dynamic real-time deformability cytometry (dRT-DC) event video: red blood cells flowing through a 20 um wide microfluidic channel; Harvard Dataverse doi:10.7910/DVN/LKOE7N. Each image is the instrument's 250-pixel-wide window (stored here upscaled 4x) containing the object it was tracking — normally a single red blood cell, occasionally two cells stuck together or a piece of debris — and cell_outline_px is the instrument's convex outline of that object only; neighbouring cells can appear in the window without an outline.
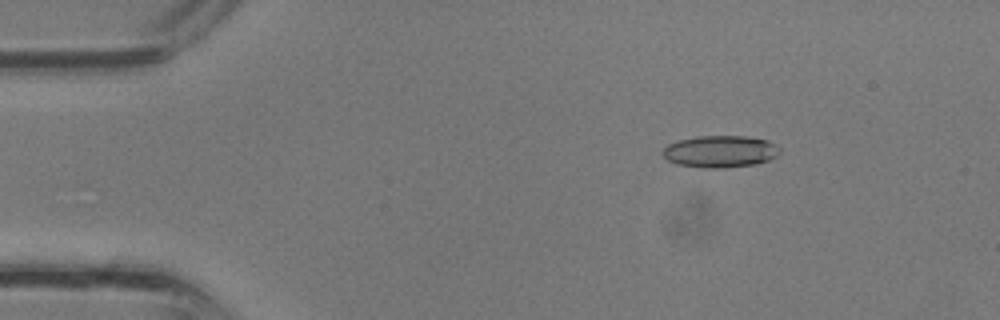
{"species": "common noctule bat (a hibernating species)", "species_latin": "Nyctalus noctula", "temperature_condition": "room temperature", "stored_images_in_passage": 28, "camera_frame_rate_fps": 3000, "um_per_image_px": 0.085, "animal": {"sex": "male", "body_mass_g": 13.3}, "frame": {"image": 1, "passage_image": 1, "time_ms": 0.0, "image_size_px": [1000, 320], "cell_outline_px": [[780, 152], [776, 156], [768, 160], [756, 164], [720, 168], [700, 168], [676, 164], [668, 160], [660, 152], [668, 144], [680, 140], [696, 136], [744, 136], [768, 140], [780, 148]], "centroid_in_image_um": [61.2, 12.88], "position_along_channel_um": 23.8, "area_um2": 21.85}}
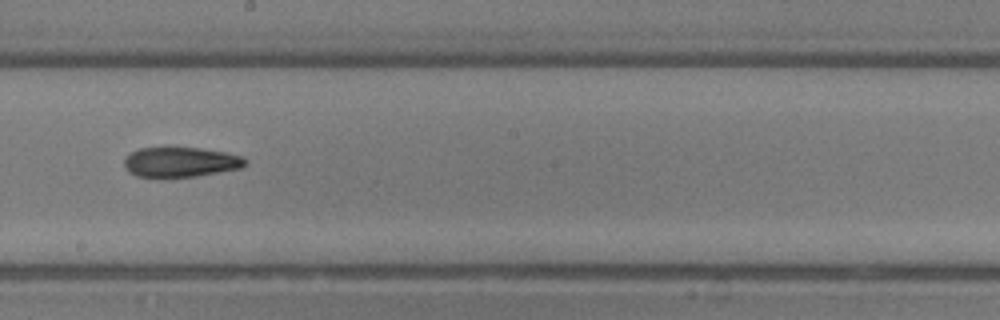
{"frame": {"image": 2, "passage_image": 15, "time_ms": 4.667, "image_size_px": [1000, 320], "cell_outline_px": [[248, 164], [240, 168], [196, 176], [136, 176], [128, 172], [124, 168], [124, 160], [132, 152], [140, 148], [200, 148], [228, 152], [244, 156], [248, 160]], "centroid_in_image_um": [15.41, 13.76], "position_along_channel_um": 232.8, "area_um2": 20.98}}
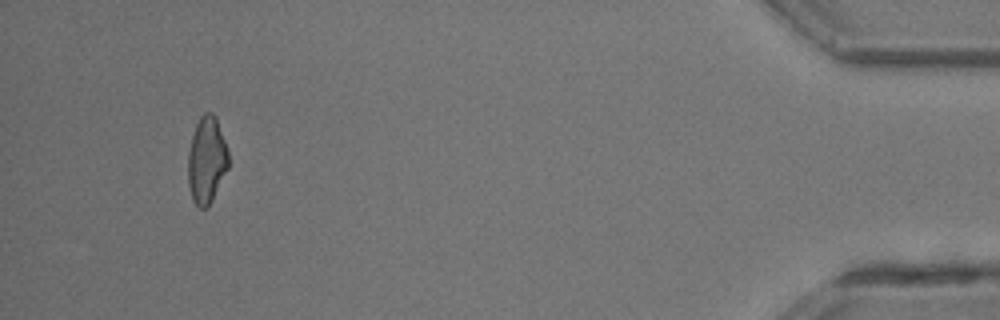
{"frame": {"image": 3, "passage_image": 28, "time_ms": 9.0, "image_size_px": [1000, 320], "cell_outline_px": [[228, 168], [208, 208], [200, 208], [192, 200], [188, 184], [188, 152], [192, 136], [196, 124], [200, 116], [204, 112], [212, 112], [216, 116], [228, 148]], "centroid_in_image_um": [17.57, 13.59], "position_along_channel_um": 417.6, "area_um2": 20.63}}